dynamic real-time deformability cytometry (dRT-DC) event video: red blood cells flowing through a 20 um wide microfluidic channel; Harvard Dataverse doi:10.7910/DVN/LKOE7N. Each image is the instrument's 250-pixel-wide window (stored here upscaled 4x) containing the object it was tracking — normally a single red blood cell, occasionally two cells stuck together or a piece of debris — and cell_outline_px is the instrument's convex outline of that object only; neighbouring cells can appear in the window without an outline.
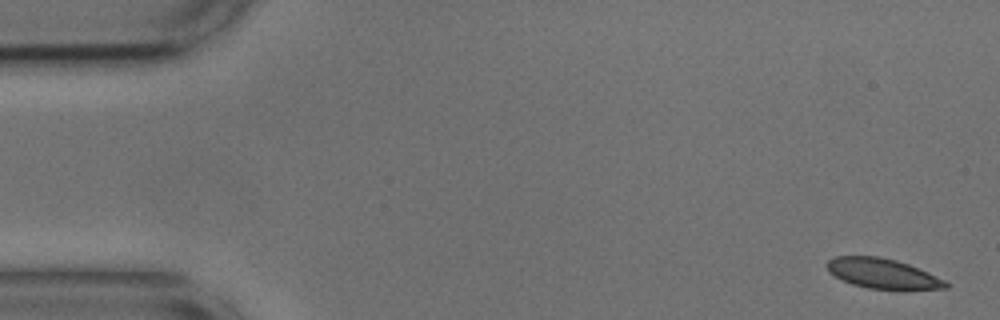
{"species": "common noctule bat (a hibernating species)", "species_latin": "Nyctalus noctula", "temperature_condition": "cold", "stored_images_in_passage": 2, "camera_frame_rate_fps": 3000, "um_per_image_px": 0.085, "animal": {"sex": "male", "body_mass_g": 17.9, "forearm_length_mm": 54.2}, "frame": {"image": 1, "passage_image": 1, "time_ms": 0.0, "image_size_px": [1000, 320], "cell_outline_px": [[948, 288], [868, 288], [852, 284], [828, 272], [824, 264], [828, 260], [836, 256], [880, 256], [896, 260], [908, 264], [944, 280], [948, 284]], "centroid_in_image_um": [74.92, 23.21], "position_along_channel_um": 10.1, "area_um2": 20.17}}
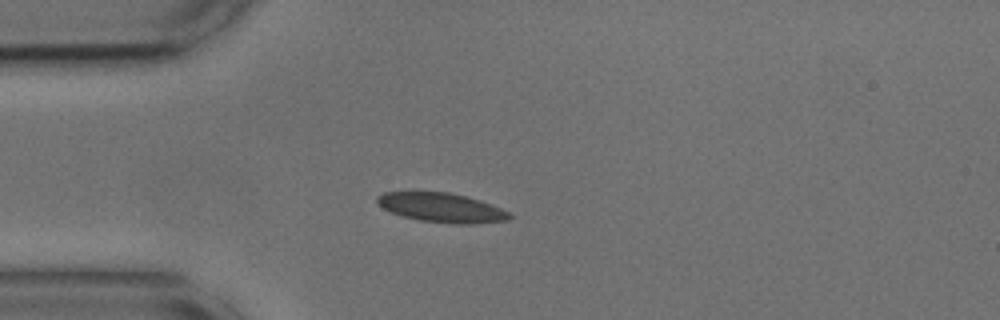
{"frame": {"image": 2, "passage_image": 2, "time_ms": 0.333, "image_size_px": [1000, 320], "cell_outline_px": [[512, 216], [508, 220], [472, 224], [456, 224], [420, 220], [404, 216], [392, 212], [384, 208], [376, 200], [376, 196], [384, 192], [448, 192], [480, 200], [500, 208], [508, 212]], "centroid_in_image_um": [37.54, 17.65], "position_along_channel_um": 47.5, "area_um2": 22.25}}